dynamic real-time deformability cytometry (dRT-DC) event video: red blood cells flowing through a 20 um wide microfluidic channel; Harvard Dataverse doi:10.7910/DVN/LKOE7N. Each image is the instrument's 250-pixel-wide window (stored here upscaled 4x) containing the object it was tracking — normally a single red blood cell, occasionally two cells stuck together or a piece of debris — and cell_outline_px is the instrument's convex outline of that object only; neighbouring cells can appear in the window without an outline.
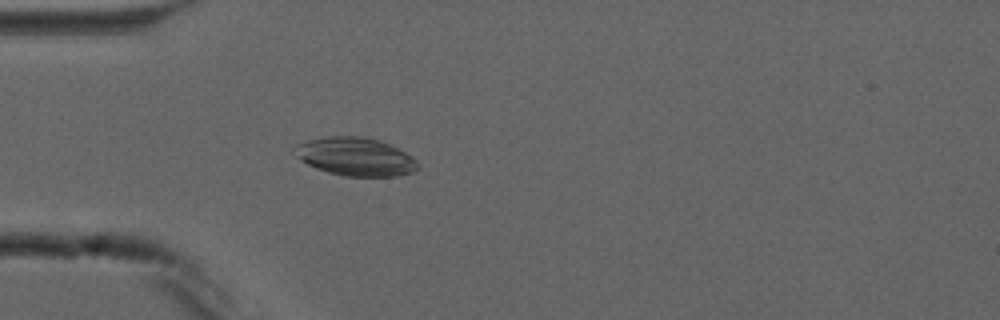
{"species": "common noctule bat (a hibernating species)", "species_latin": "Nyctalus noctula", "temperature_condition": "cold", "stored_images_in_passage": 3, "camera_frame_rate_fps": 3000, "um_per_image_px": 0.085, "animal": {"sex": "male", "forearm_length_mm": 52.5}, "frame": {"image": 1, "passage_image": 3, "time_ms": 3.0, "image_size_px": [1000, 320], "cell_outline_px": [[420, 164], [412, 172], [396, 176], [344, 176], [328, 172], [316, 168], [300, 160], [296, 156], [292, 148], [296, 144], [308, 140], [328, 136], [364, 136], [380, 140], [412, 156]], "centroid_in_image_um": [30.18, 13.31], "position_along_channel_um": 54.8, "area_um2": 27.46}}